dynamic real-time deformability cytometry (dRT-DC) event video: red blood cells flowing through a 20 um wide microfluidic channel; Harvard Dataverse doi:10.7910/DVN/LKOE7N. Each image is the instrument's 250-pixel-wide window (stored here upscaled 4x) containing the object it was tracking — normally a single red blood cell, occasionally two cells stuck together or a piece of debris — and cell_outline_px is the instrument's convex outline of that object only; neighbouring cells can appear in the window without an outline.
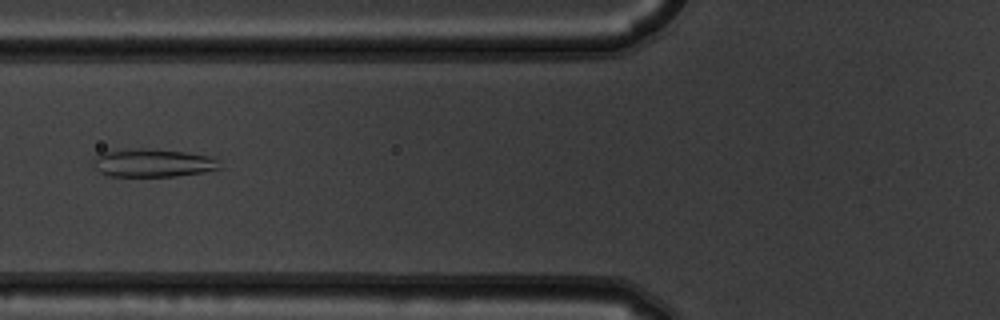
{"species": "common noctule bat (a hibernating species)", "species_latin": "Nyctalus noctula", "temperature_condition": "warm", "stored_images_in_passage": 9, "camera_frame_rate_fps": 3000, "um_per_image_px": 0.085, "animal": {"sex": "male", "body_mass_g": 19.5, "forearm_length_mm": 54.6}, "frame": {"image": 1, "passage_image": 6, "time_ms": 1.667, "image_size_px": [1000, 320], "cell_outline_px": [[220, 168], [204, 172], [176, 176], [108, 176], [100, 172], [96, 168], [92, 160], [96, 156], [104, 152], [136, 148], [144, 148], [184, 152], [208, 156], [216, 160]], "centroid_in_image_um": [12.95, 13.85], "position_along_channel_um": 112.8, "area_um2": 20.4}}